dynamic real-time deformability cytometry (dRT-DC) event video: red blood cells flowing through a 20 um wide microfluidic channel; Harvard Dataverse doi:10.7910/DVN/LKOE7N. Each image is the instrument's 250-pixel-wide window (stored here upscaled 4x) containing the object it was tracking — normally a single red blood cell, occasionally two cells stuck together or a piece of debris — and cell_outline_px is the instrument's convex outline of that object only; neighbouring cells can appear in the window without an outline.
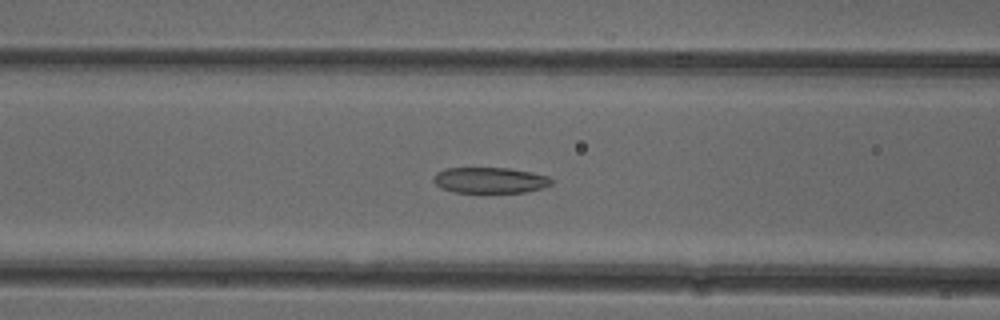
{"species": "common noctule bat (a hibernating species)", "species_latin": "Nyctalus noctula", "temperature_condition": "cold", "stored_images_in_passage": 52, "camera_frame_rate_fps": 3000, "um_per_image_px": 0.085, "animal": {"sex": "female"}, "frame": {"image": 1, "passage_image": 20, "time_ms": 6.333, "image_size_px": [1000, 320], "cell_outline_px": [[552, 184], [544, 188], [524, 192], [452, 192], [440, 188], [432, 180], [436, 172], [444, 168], [508, 168], [532, 172], [548, 176], [552, 180]], "centroid_in_image_um": [41.63, 15.32], "position_along_channel_um": 125.0, "area_um2": 17.86}}
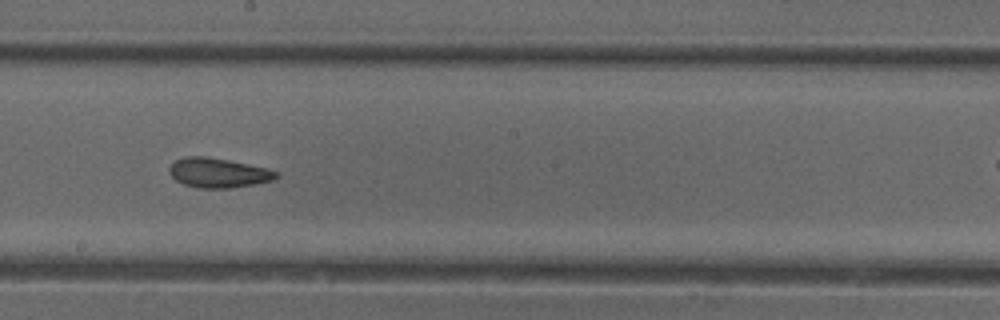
{"frame": {"image": 2, "passage_image": 28, "time_ms": 9.0, "image_size_px": [1000, 320], "cell_outline_px": [[280, 176], [272, 180], [256, 184], [232, 188], [200, 188], [184, 184], [176, 180], [168, 172], [168, 168], [176, 160], [184, 156], [204, 156], [228, 160], [248, 164], [280, 172]], "centroid_in_image_um": [18.56, 14.69], "position_along_channel_um": 229.6, "area_um2": 18.44}}
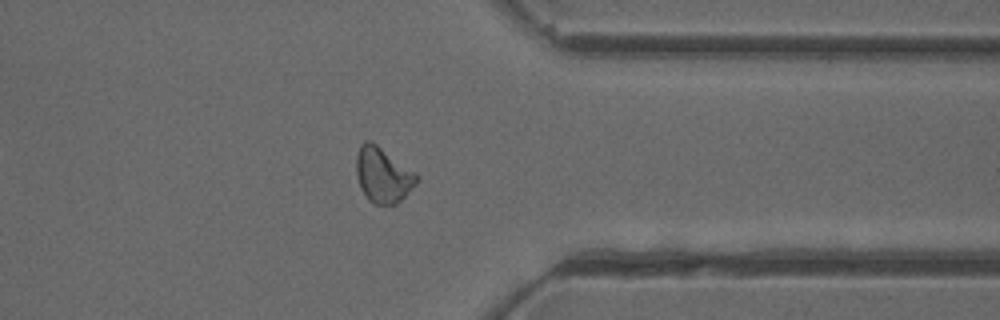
{"frame": {"image": 3, "passage_image": 40, "time_ms": 13.0, "image_size_px": [1000, 320], "cell_outline_px": [[420, 180], [396, 204], [376, 204], [368, 200], [360, 188], [356, 176], [356, 156], [360, 144], [364, 140], [372, 140], [416, 172], [420, 176]], "centroid_in_image_um": [32.54, 14.84], "position_along_channel_um": 378.9, "area_um2": 19.77}, "authors_computed_cell_mechanics": {"area_um2": 19.3919, "velocity_mm_per_s": 3.9204, "shape_relaxation_time_tau1_ms": 5.4294, "shape_relaxation_time_tau2_ms": 2.5559, "deformation_change_tau1": 0.1393, "deformation_change_tau2": 0.0979}}